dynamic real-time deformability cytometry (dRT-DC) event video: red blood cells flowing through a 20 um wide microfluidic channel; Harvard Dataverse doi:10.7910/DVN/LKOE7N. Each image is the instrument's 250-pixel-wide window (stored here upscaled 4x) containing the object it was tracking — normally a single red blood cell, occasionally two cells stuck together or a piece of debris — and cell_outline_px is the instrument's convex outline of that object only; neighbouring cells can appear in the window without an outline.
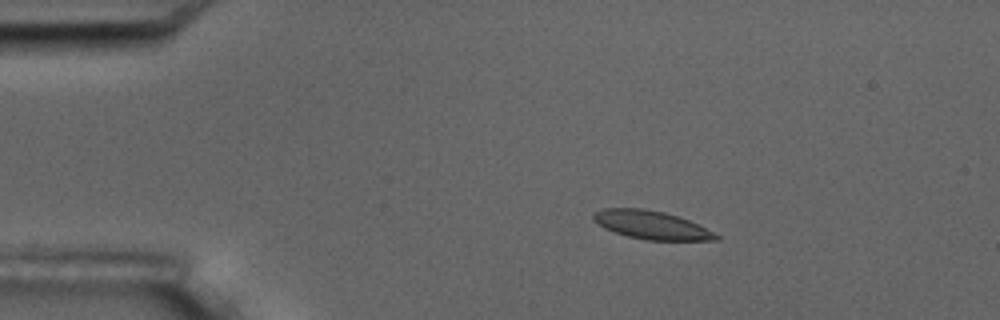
{"species": "common noctule bat (a hibernating species)", "species_latin": "Nyctalus noctula", "temperature_condition": "room temperature", "stored_images_in_passage": 5, "camera_frame_rate_fps": 3000, "um_per_image_px": 0.085, "animal": {"sex": "male", "body_mass_g": 17.5, "forearm_length_mm": 52.3}, "frame": {"image": 1, "passage_image": 3, "time_ms": 2.333, "image_size_px": [1000, 320], "cell_outline_px": [[720, 240], [648, 240], [628, 236], [604, 228], [592, 220], [592, 216], [596, 212], [604, 208], [644, 208], [664, 212], [688, 220], [720, 236]], "centroid_in_image_um": [55.33, 19.12], "position_along_channel_um": 29.7, "area_um2": 19.94}}